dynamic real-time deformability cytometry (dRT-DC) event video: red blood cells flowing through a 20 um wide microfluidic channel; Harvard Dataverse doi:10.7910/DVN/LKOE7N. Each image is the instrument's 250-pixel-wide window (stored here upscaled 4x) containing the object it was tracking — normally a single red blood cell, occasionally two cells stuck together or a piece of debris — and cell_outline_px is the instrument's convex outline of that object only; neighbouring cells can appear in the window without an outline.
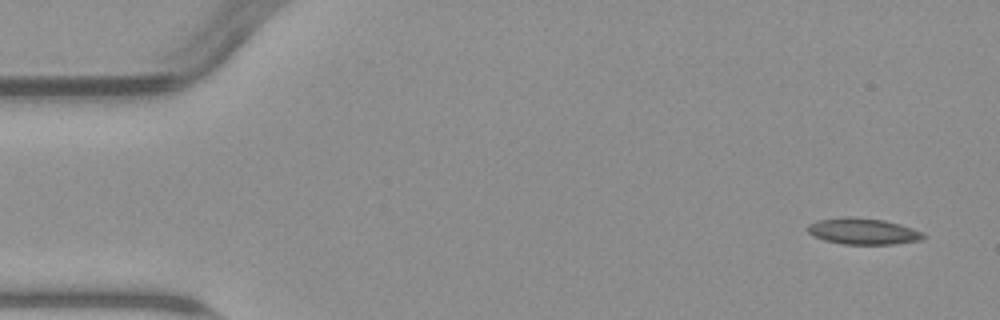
{"species": "common noctule bat (a hibernating species)", "species_latin": "Nyctalus noctula", "temperature_condition": "warm", "stored_images_in_passage": 4, "camera_frame_rate_fps": 3000, "um_per_image_px": 0.085, "animal": {"sex": "male", "body_mass_g": 23.1, "forearm_length_mm": 52.7}, "frame": {"image": 1, "passage_image": 1, "time_ms": 0.0, "image_size_px": [1000, 320], "cell_outline_px": [[928, 236], [920, 240], [892, 244], [844, 244], [824, 240], [808, 232], [804, 228], [808, 224], [816, 220], [844, 216], [852, 216], [884, 220], [900, 224], [924, 232]], "centroid_in_image_um": [73.35, 19.64], "position_along_channel_um": 11.7, "area_um2": 17.92}}
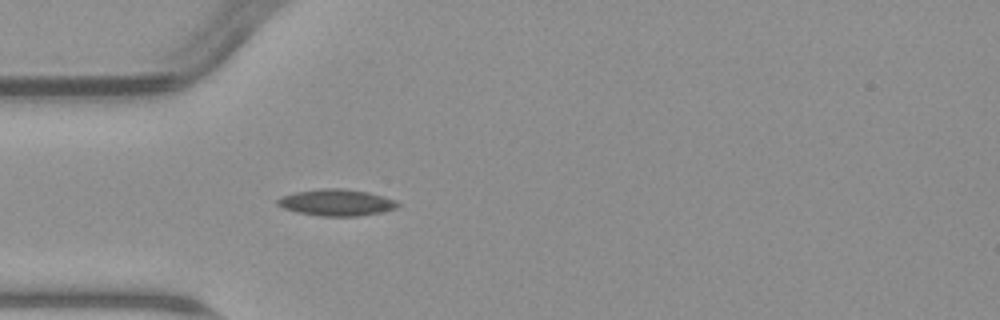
{"frame": {"image": 2, "passage_image": 4, "time_ms": 4.333, "image_size_px": [1000, 320], "cell_outline_px": [[400, 204], [396, 208], [380, 212], [360, 216], [320, 216], [296, 212], [284, 208], [276, 204], [276, 200], [280, 196], [296, 192], [320, 188], [344, 188], [368, 192], [396, 200]], "centroid_in_image_um": [28.57, 17.21], "position_along_channel_um": 56.4, "area_um2": 18.67}}